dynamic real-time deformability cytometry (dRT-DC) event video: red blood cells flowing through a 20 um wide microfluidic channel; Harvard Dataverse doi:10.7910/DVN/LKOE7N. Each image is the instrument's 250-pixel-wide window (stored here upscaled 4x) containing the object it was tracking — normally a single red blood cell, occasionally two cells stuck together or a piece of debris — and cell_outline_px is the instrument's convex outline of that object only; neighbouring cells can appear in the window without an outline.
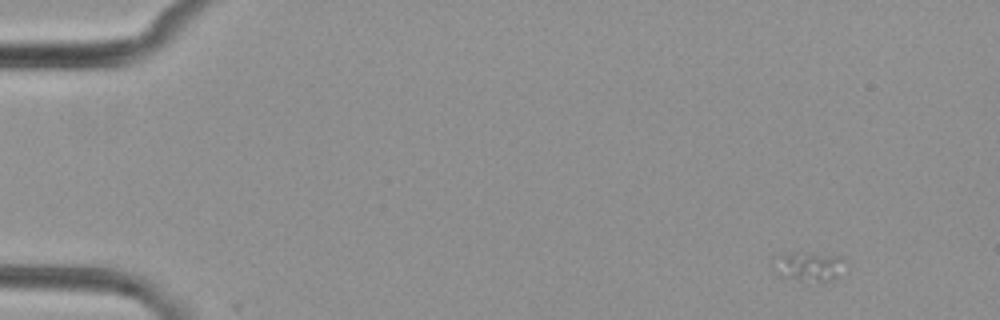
{"species": "common noctule bat (a hibernating species)", "species_latin": "Nyctalus noctula", "temperature_condition": "cold", "stored_images_in_passage": 6, "camera_frame_rate_fps": 3000, "um_per_image_px": 0.085, "animal": {"sex": "female", "body_mass_g": 29.2, "forearm_length_mm": 56.3}, "frame": {"image": 1, "passage_image": 2, "time_ms": 1.0, "image_size_px": [1000, 320], "cell_outline_px": [[844, 260], [840, 276], [832, 280], [820, 284], [776, 276], [768, 264], [780, 252], [808, 252], [840, 256]], "centroid_in_image_um": [68.62, 22.66], "position_along_channel_um": 16.4, "area_um2": 13.35}}